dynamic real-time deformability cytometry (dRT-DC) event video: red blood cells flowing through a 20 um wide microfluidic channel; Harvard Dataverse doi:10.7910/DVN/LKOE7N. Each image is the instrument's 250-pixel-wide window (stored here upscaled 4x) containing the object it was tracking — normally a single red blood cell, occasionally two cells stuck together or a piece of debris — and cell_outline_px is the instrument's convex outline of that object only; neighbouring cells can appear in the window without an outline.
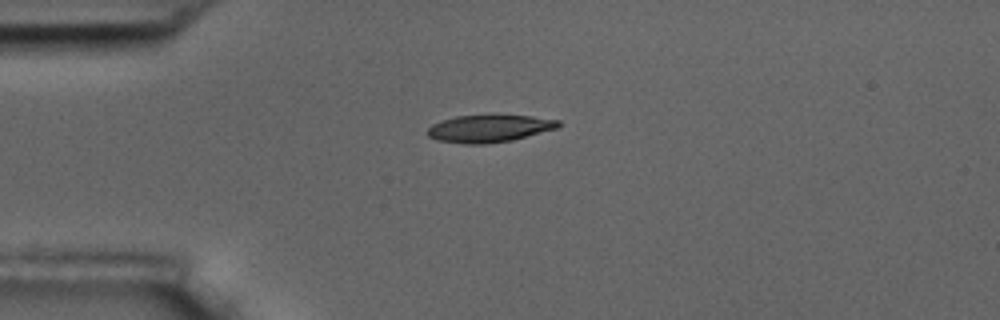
{"species": "common noctule bat (a hibernating species)", "species_latin": "Nyctalus noctula", "temperature_condition": "room temperature", "stored_images_in_passage": 44, "camera_frame_rate_fps": 3000, "um_per_image_px": 0.085, "animal": {"sex": "male", "body_mass_g": 17.5, "forearm_length_mm": 52.3}, "frame": {"image": 1, "passage_image": 1, "time_ms": 0.0, "image_size_px": [1000, 320], "cell_outline_px": [[564, 124], [556, 128], [512, 140], [484, 144], [464, 144], [436, 140], [428, 136], [428, 128], [432, 124], [456, 116], [532, 116], [560, 120]], "centroid_in_image_um": [41.59, 10.93], "position_along_channel_um": 43.4, "area_um2": 20.58}}
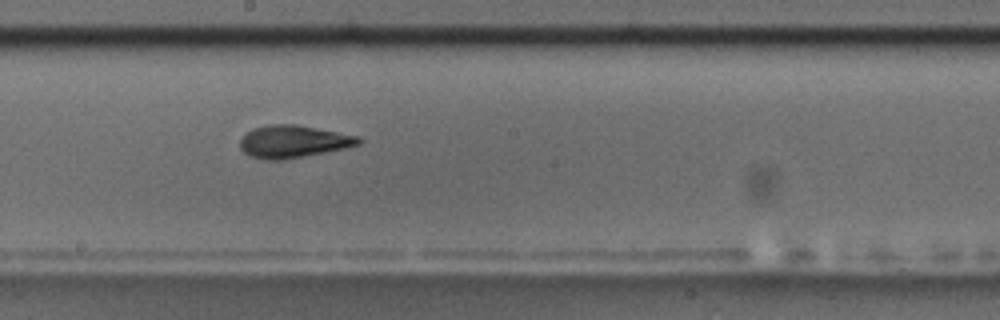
{"frame": {"image": 2, "passage_image": 18, "time_ms": 5.667, "image_size_px": [1000, 320], "cell_outline_px": [[364, 140], [360, 144], [348, 148], [304, 156], [280, 160], [264, 160], [252, 156], [244, 152], [240, 148], [240, 140], [252, 128], [268, 124], [296, 124], [360, 136]], "centroid_in_image_um": [24.97, 12.02], "position_along_channel_um": 223.2, "area_um2": 22.54}}
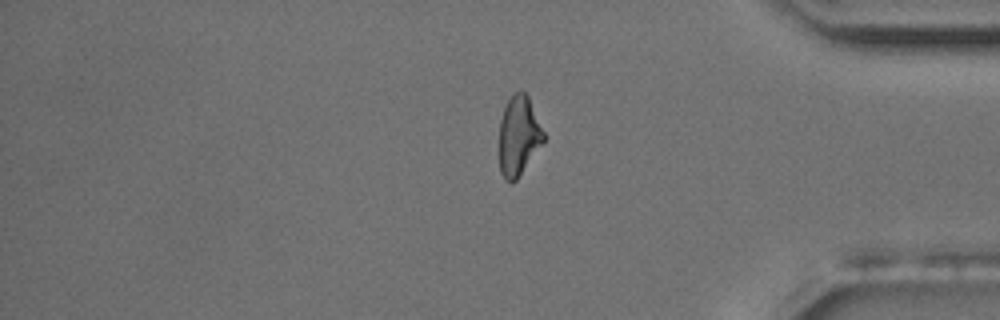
{"frame": {"image": 3, "passage_image": 34, "time_ms": 11.0, "image_size_px": [1000, 320], "cell_outline_px": [[544, 140], [516, 180], [512, 184], [504, 180], [500, 172], [500, 120], [504, 108], [512, 92], [524, 92], [528, 96], [544, 132]], "centroid_in_image_um": [44.07, 11.55], "position_along_channel_um": 391.1, "area_um2": 20.29}, "authors_computed_cell_mechanics": {"area_um2": 21.7617, "velocity_mm_per_s": 3.5557, "shape_relaxation_time_tau1_ms": 5.7266, "shape_relaxation_time_tau2_ms": 2.6907, "deformation_change_tau1": 0.1628, "deformation_change_tau2": 0.0953}}